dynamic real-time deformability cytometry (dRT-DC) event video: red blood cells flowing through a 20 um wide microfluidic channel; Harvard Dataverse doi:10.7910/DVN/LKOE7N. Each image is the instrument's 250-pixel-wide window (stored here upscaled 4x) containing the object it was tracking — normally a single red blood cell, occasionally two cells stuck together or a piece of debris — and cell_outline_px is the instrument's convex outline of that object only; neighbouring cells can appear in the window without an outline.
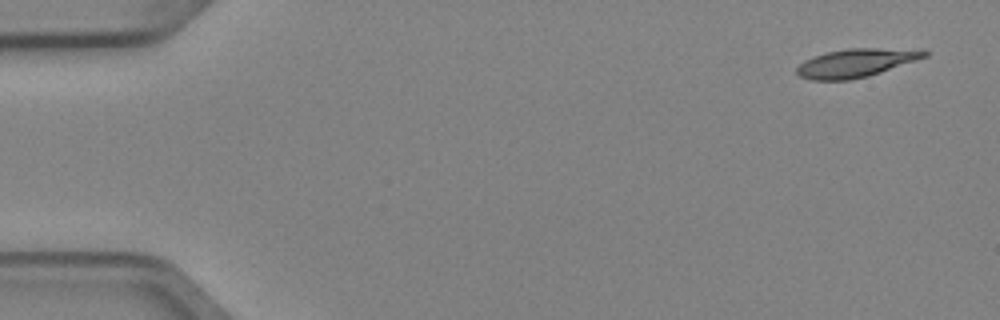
{"species": "Egyptian fruit bat (a non-hibernating species)", "species_latin": "Rousettus aegyptiacus", "temperature_condition": "cold", "stored_images_in_passage": 5, "camera_frame_rate_fps": 3000, "um_per_image_px": 0.085, "animal": {"sex": "female"}, "frame": {"image": 1, "passage_image": 1, "time_ms": 0.0, "image_size_px": [1000, 320], "cell_outline_px": [[928, 56], [868, 76], [848, 80], [812, 80], [800, 76], [796, 72], [796, 68], [804, 60], [812, 56], [824, 52], [848, 48], [924, 48], [928, 52]], "centroid_in_image_um": [72.79, 5.32], "position_along_channel_um": 12.2, "area_um2": 21.39}}
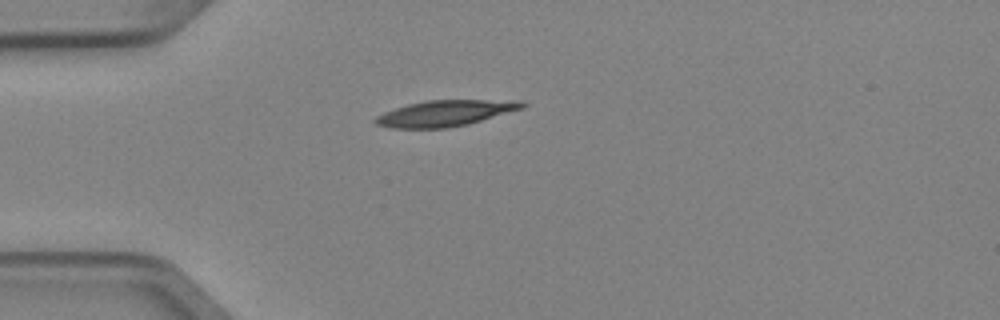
{"frame": {"image": 2, "passage_image": 4, "time_ms": 1.0, "image_size_px": [1000, 320], "cell_outline_px": [[528, 104], [524, 108], [468, 124], [448, 128], [392, 128], [376, 124], [372, 120], [376, 116], [384, 112], [408, 104], [428, 100], [524, 100]], "centroid_in_image_um": [37.88, 9.62], "position_along_channel_um": 47.1, "area_um2": 22.31}}